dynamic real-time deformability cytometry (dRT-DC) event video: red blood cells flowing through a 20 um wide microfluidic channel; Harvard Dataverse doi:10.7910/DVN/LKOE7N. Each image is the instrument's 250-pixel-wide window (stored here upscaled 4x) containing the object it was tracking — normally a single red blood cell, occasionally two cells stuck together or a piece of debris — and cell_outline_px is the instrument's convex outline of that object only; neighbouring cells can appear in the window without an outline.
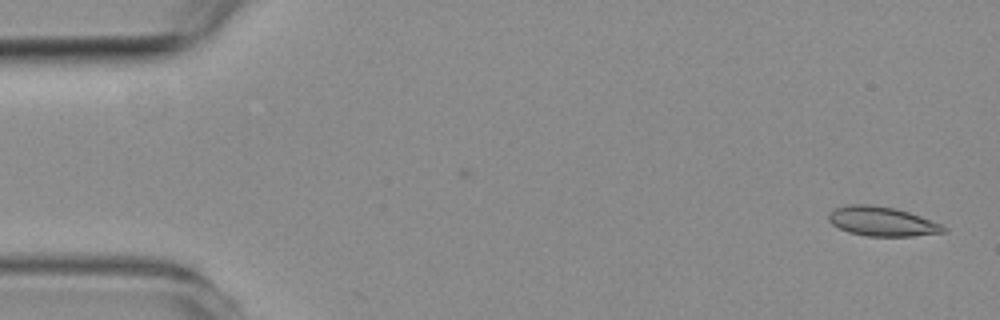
{"species": "common noctule bat (a hibernating species)", "species_latin": "Nyctalus noctula", "temperature_condition": "room temperature", "stored_images_in_passage": 2, "camera_frame_rate_fps": 3000, "um_per_image_px": 0.085, "animal": {"sex": "female", "body_mass_g": 19.3, "forearm_length_mm": 54.1}, "frame": {"image": 1, "passage_image": 2, "time_ms": 1.0, "image_size_px": [1000, 320], "cell_outline_px": [[948, 228], [944, 232], [912, 236], [868, 236], [848, 232], [832, 224], [828, 220], [828, 212], [832, 208], [848, 204], [868, 204], [896, 208], [920, 216], [940, 224]], "centroid_in_image_um": [74.92, 18.81], "position_along_channel_um": 10.1, "area_um2": 19.71}}